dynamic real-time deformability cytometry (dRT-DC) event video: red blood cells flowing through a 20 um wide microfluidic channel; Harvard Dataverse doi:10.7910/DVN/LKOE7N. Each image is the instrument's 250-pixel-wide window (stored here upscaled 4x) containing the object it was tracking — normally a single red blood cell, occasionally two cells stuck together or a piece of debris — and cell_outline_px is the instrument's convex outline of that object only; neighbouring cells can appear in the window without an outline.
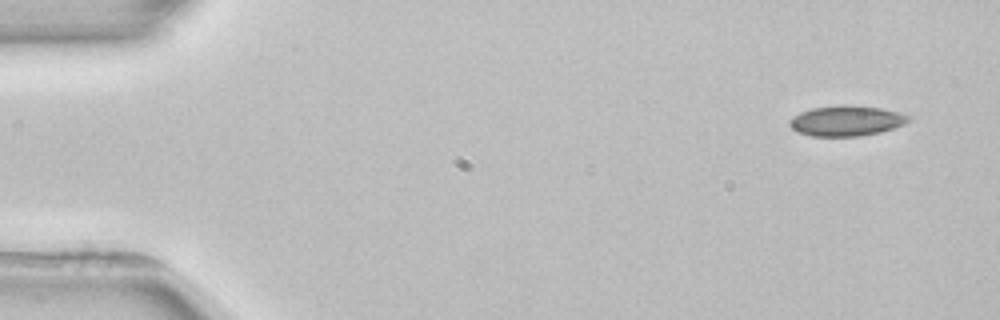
{"species": "common noctule bat (a hibernating species)", "species_latin": "Nyctalus noctula", "temperature_condition": "room temperature", "stored_images_in_passage": 4, "camera_frame_rate_fps": 3000, "um_per_image_px": 0.085, "animal": {"sex": "female", "body_mass_g": 22.7, "forearm_length_mm": 54.2}, "frame": {"image": 1, "passage_image": 1, "time_ms": 0.0, "image_size_px": [1000, 320], "cell_outline_px": [[912, 120], [904, 124], [880, 132], [860, 136], [812, 136], [796, 132], [788, 124], [788, 120], [792, 116], [800, 112], [812, 108], [880, 108], [912, 116]], "centroid_in_image_um": [71.91, 10.32], "position_along_channel_um": 13.1, "area_um2": 20.17}}
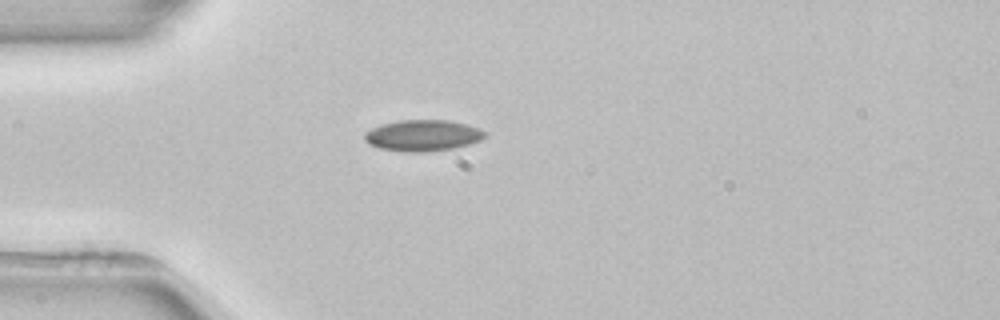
{"frame": {"image": 2, "passage_image": 4, "time_ms": 3.667, "image_size_px": [1000, 320], "cell_outline_px": [[488, 132], [480, 140], [468, 144], [452, 148], [420, 152], [404, 152], [380, 148], [368, 144], [364, 140], [364, 132], [380, 124], [396, 120], [448, 120], [468, 124], [480, 128]], "centroid_in_image_um": [35.91, 11.5], "position_along_channel_um": 49.1, "area_um2": 22.02}}